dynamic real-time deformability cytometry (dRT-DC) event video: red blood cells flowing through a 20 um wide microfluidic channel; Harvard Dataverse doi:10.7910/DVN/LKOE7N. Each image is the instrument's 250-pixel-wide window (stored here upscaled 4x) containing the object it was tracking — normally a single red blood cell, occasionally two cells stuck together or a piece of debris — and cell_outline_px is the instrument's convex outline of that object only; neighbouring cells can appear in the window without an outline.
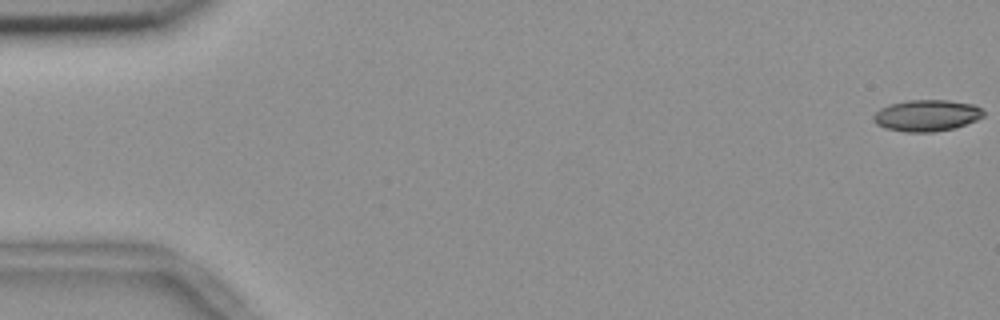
{"species": "common noctule bat (a hibernating species)", "species_latin": "Nyctalus noctula", "temperature_condition": "room temperature", "stored_images_in_passage": 56, "camera_frame_rate_fps": 3000, "um_per_image_px": 0.085, "animal": {"sex": "female", "body_mass_g": 18.4}, "frame": {"image": 1, "passage_image": 1, "time_ms": 0.0, "image_size_px": [1000, 320], "cell_outline_px": [[984, 116], [976, 120], [956, 128], [932, 132], [908, 132], [884, 128], [876, 124], [872, 120], [872, 116], [880, 108], [888, 104], [908, 100], [948, 100], [972, 104], [980, 108], [984, 112]], "centroid_in_image_um": [78.74, 9.82], "position_along_channel_um": 6.3, "area_um2": 20.29}}
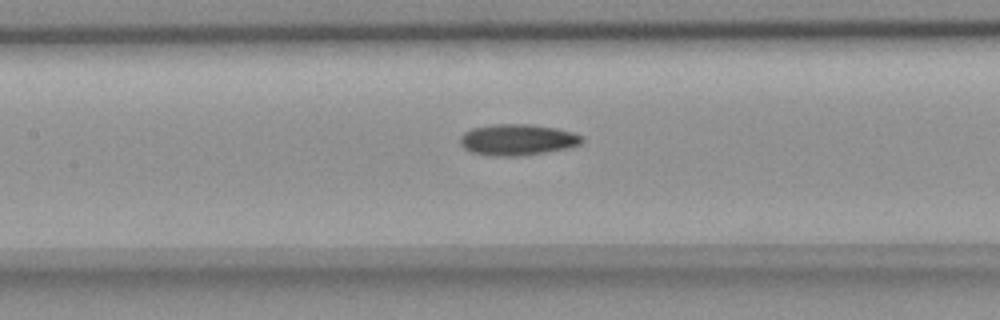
{"frame": {"image": 2, "passage_image": 26, "time_ms": 8.333, "image_size_px": [1000, 320], "cell_outline_px": [[584, 140], [580, 144], [568, 148], [520, 156], [492, 156], [472, 152], [464, 148], [460, 144], [460, 136], [464, 132], [472, 128], [492, 124], [532, 124], [556, 128], [572, 132], [584, 136]], "centroid_in_image_um": [43.98, 11.87], "position_along_channel_um": 163.4, "area_um2": 22.25}}
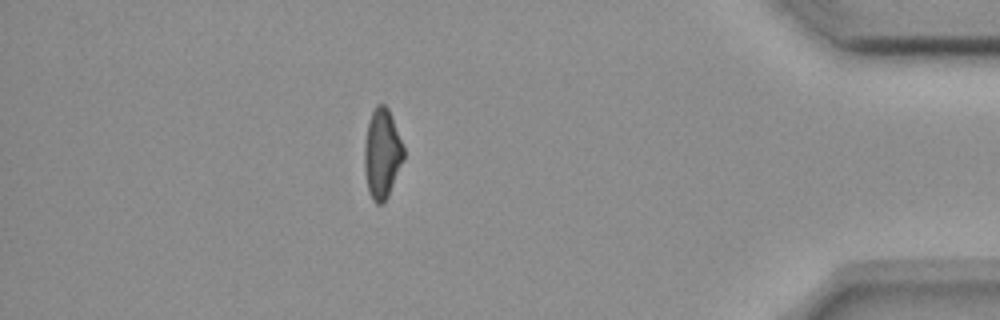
{"frame": {"image": 3, "passage_image": 49, "time_ms": 16.0, "image_size_px": [1000, 320], "cell_outline_px": [[404, 160], [388, 196], [380, 204], [376, 204], [372, 200], [368, 192], [364, 168], [364, 144], [368, 124], [372, 112], [376, 104], [384, 104], [388, 108], [404, 148]], "centroid_in_image_um": [32.47, 13.08], "position_along_channel_um": 402.7, "area_um2": 20.46}, "authors_computed_cell_mechanics": {"area_um2": 20.9236, "velocity_mm_per_s": 3.6882, "shape_relaxation_time_tau1_ms": null, "shape_relaxation_time_tau2_ms": 6.2685, "deformation_change_tau1": null, "deformation_change_tau2": 0.1502}}